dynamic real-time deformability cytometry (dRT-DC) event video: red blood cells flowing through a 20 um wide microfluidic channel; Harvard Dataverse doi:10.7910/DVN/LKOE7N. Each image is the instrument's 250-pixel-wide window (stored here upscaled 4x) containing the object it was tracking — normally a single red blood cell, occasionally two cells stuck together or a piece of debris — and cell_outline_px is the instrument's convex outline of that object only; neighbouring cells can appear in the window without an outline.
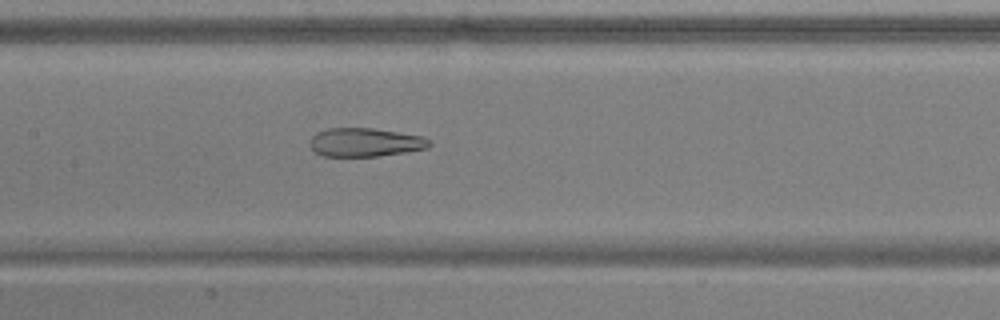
{"species": "common noctule bat (a hibernating species)", "species_latin": "Nyctalus noctula", "temperature_condition": "warm", "stored_images_in_passage": 45, "camera_frame_rate_fps": 3000, "um_per_image_px": 0.085, "animal": {"sex": "male", "body_mass_g": 17.9, "forearm_length_mm": 54.2}, "frame": {"image": 1, "passage_image": 17, "time_ms": 5.333, "image_size_px": [1000, 320], "cell_outline_px": [[432, 144], [428, 148], [404, 152], [376, 156], [324, 156], [316, 152], [308, 144], [312, 136], [316, 132], [328, 128], [372, 128], [424, 136], [432, 140]], "centroid_in_image_um": [31.05, 12.09], "position_along_channel_um": 176.3, "area_um2": 20.0}}
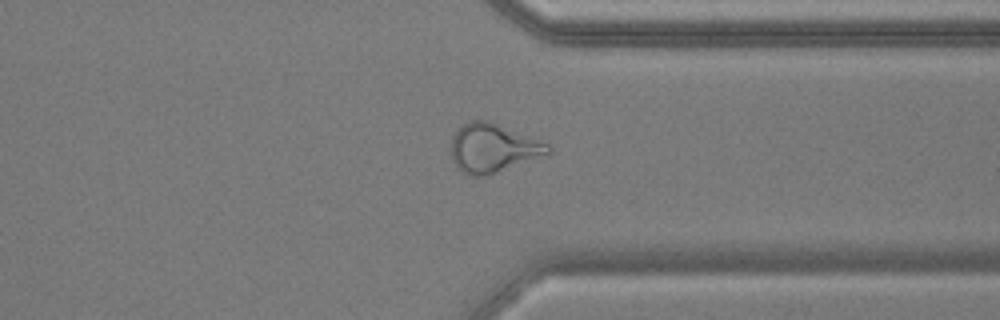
{"frame": {"image": 2, "passage_image": 32, "time_ms": 10.333, "image_size_px": [1000, 320], "cell_outline_px": [[552, 152], [488, 176], [472, 176], [460, 172], [452, 160], [452, 136], [456, 128], [468, 120], [488, 120], [548, 144], [552, 148]], "centroid_in_image_um": [41.85, 12.59], "position_along_channel_um": 369.6, "area_um2": 27.51}}
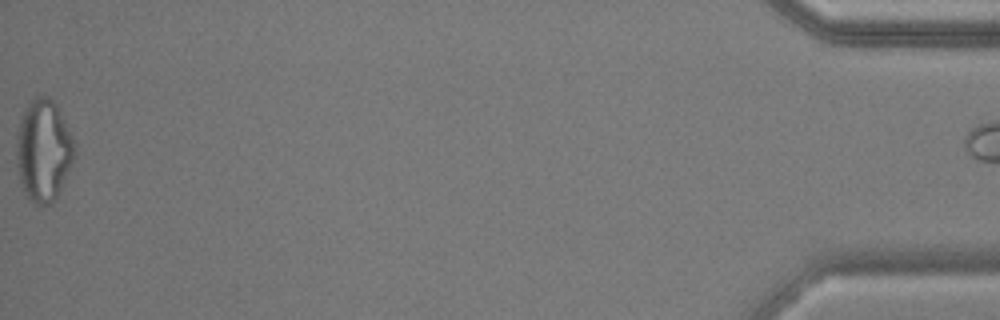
{"frame": {"image": 3, "passage_image": 44, "time_ms": 14.333, "image_size_px": [1000, 320], "cell_outline_px": [[76, 156], [56, 196], [48, 204], [36, 204], [28, 200], [24, 192], [20, 180], [16, 164], [16, 132], [24, 108], [36, 96], [48, 96], [56, 104], [76, 144]], "centroid_in_image_um": [3.68, 12.77], "position_along_channel_um": 431.5, "area_um2": 34.56}}